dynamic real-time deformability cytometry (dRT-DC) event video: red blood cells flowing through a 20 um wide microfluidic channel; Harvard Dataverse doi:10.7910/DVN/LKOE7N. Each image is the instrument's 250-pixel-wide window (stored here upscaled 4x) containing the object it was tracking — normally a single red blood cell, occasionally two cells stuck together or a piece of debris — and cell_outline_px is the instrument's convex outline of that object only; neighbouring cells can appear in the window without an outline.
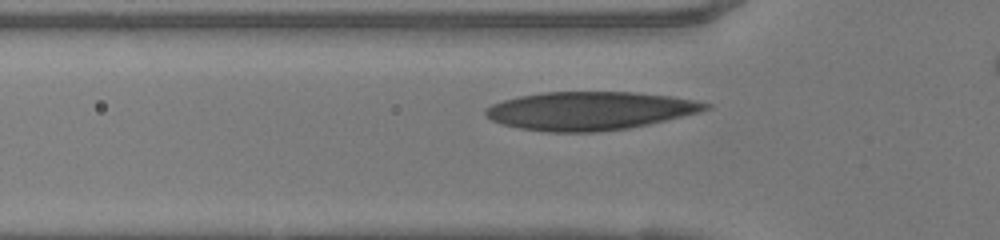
{"species": "human", "species_latin": "Homo sapiens", "temperature_condition": "warm", "stored_images_in_passage": 36, "camera_frame_rate_fps": 3000, "um_per_image_px": 0.085, "donor": {"sex": "female"}, "frame": {"image": 1, "passage_image": 6, "time_ms": 1.667, "image_size_px": [1000, 240], "cell_outline_px": [[712, 108], [700, 112], [648, 124], [628, 128], [596, 132], [548, 132], [520, 128], [500, 124], [484, 116], [484, 108], [492, 104], [504, 100], [520, 96], [544, 92], [632, 92], [672, 96], [696, 100], [712, 104]], "centroid_in_image_um": [50.13, 9.42], "position_along_channel_um": 75.7, "area_um2": 49.25}}
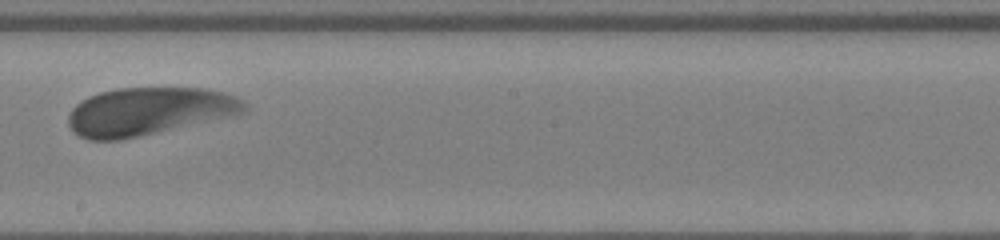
{"frame": {"image": 2, "passage_image": 18, "time_ms": 5.667, "image_size_px": [1000, 240], "cell_outline_px": [[248, 108], [244, 112], [236, 116], [120, 140], [88, 140], [72, 132], [68, 124], [68, 116], [72, 108], [76, 104], [88, 96], [100, 92], [120, 88], [204, 88], [224, 92], [236, 96], [244, 100], [248, 104]], "centroid_in_image_um": [12.69, 9.47], "position_along_channel_um": 235.5, "area_um2": 49.53}}
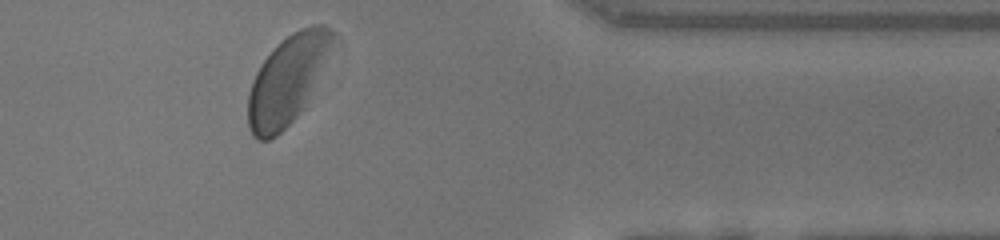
{"frame": {"image": 3, "passage_image": 31, "time_ms": 10.0, "image_size_px": [1000, 240], "cell_outline_px": [[332, 40], [308, 96], [296, 116], [276, 136], [268, 140], [256, 140], [252, 136], [248, 128], [248, 92], [252, 80], [256, 72], [264, 60], [292, 32], [300, 28], [312, 24], [324, 24], [332, 28]], "centroid_in_image_um": [24.33, 6.83], "position_along_channel_um": 387.1, "area_um2": 41.73}, "authors_computed_cell_mechanics": {"area_um2": 49.0144, "velocity_mm_per_s": 4.0073, "shape_relaxation_time_tau1_ms": 2.3306, "shape_relaxation_time_tau2_ms": 2.3869, "deformation_change_tau1": 0.1157, "deformation_change_tau2": 0.0667}}